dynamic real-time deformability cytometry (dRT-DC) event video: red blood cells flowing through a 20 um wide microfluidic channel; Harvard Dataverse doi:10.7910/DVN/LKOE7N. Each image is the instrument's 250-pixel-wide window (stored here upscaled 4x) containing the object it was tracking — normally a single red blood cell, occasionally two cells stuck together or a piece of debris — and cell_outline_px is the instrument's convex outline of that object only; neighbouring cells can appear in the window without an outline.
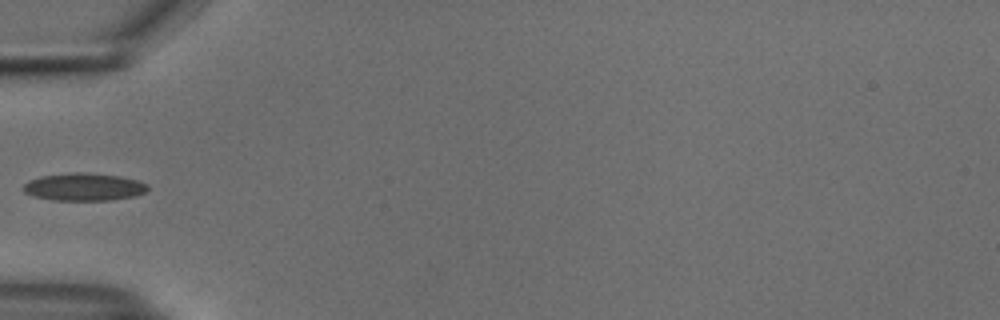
{"species": "common noctule bat (a hibernating species)", "species_latin": "Nyctalus noctula", "temperature_condition": "cold", "stored_images_in_passage": 36, "camera_frame_rate_fps": 3000, "um_per_image_px": 0.085, "animal": {"sex": "male", "body_mass_g": 18.8}, "frame": {"image": 1, "passage_image": 1, "time_ms": 0.0, "image_size_px": [1000, 320], "cell_outline_px": [[148, 192], [136, 196], [112, 200], [52, 200], [32, 196], [24, 192], [24, 184], [28, 180], [40, 176], [72, 172], [88, 172], [120, 176], [140, 180], [148, 184]], "centroid_in_image_um": [7.17, 15.88], "position_along_channel_um": 77.8, "area_um2": 20.4}}
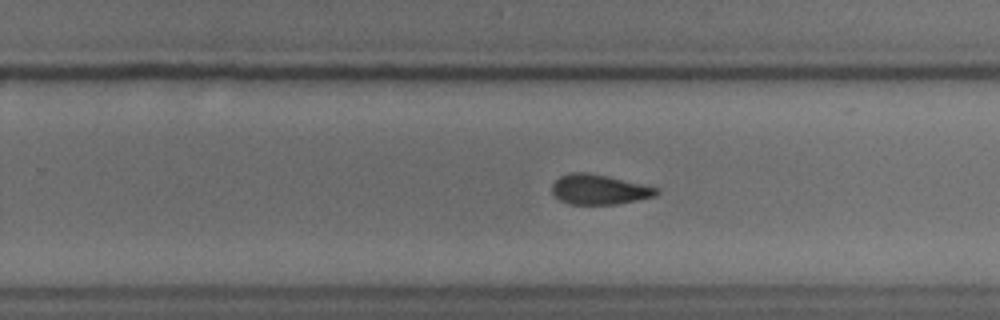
{"frame": {"image": 2, "passage_image": 17, "time_ms": 5.333, "image_size_px": [1000, 320], "cell_outline_px": [[660, 192], [656, 196], [616, 204], [568, 204], [560, 200], [552, 192], [552, 184], [560, 176], [568, 172], [584, 172], [608, 176], [660, 188]], "centroid_in_image_um": [50.94, 16.1], "position_along_channel_um": 278.9, "area_um2": 18.26}}
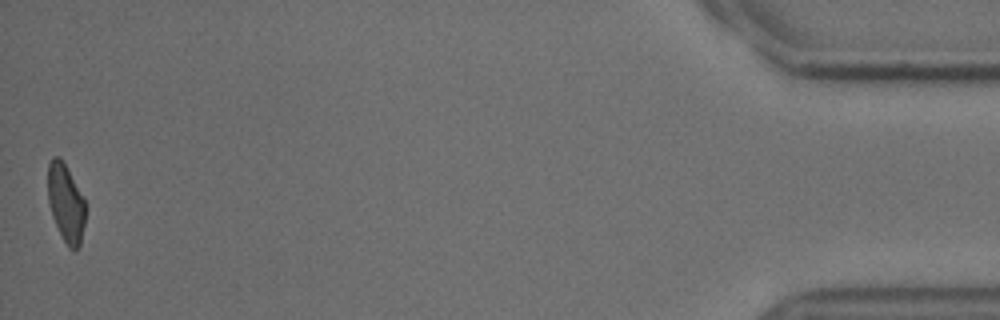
{"frame": {"image": 3, "passage_image": 36, "time_ms": 11.667, "image_size_px": [1000, 320], "cell_outline_px": [[84, 224], [80, 244], [76, 248], [68, 248], [52, 216], [48, 200], [48, 164], [52, 156], [60, 156], [84, 200]], "centroid_in_image_um": [5.56, 17.23], "position_along_channel_um": 429.6, "area_um2": 16.53}}